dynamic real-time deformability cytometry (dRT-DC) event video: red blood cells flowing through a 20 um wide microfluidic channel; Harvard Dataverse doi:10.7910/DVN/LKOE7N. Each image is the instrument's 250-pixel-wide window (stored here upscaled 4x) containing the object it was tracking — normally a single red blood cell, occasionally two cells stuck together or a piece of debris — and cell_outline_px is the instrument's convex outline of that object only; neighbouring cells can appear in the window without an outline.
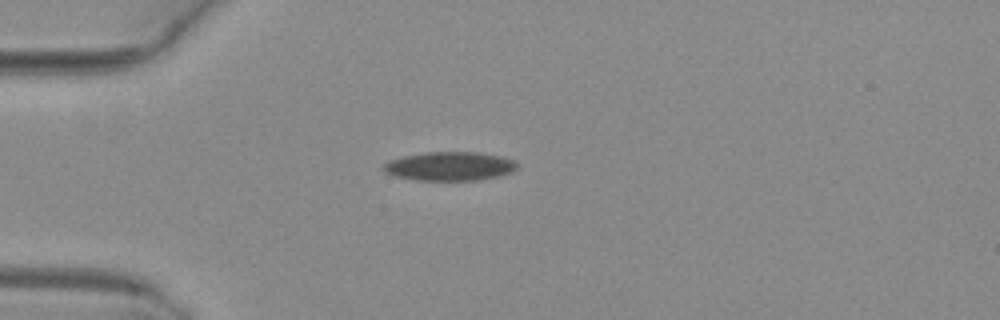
{"species": "common noctule bat (a hibernating species)", "species_latin": "Nyctalus noctula", "temperature_condition": "warm", "stored_images_in_passage": 3, "camera_frame_rate_fps": 3000, "um_per_image_px": 0.085, "animal": {"sex": "female", "body_mass_g": 29.2, "forearm_length_mm": 56.3}, "frame": {"image": 1, "passage_image": 1, "time_ms": 0.0, "image_size_px": [1000, 320], "cell_outline_px": [[516, 168], [512, 172], [500, 176], [480, 180], [416, 180], [392, 176], [384, 172], [384, 164], [388, 160], [404, 156], [428, 152], [476, 152], [500, 156], [512, 160], [516, 164]], "centroid_in_image_um": [38.2, 14.14], "position_along_channel_um": 46.8, "area_um2": 22.43}}
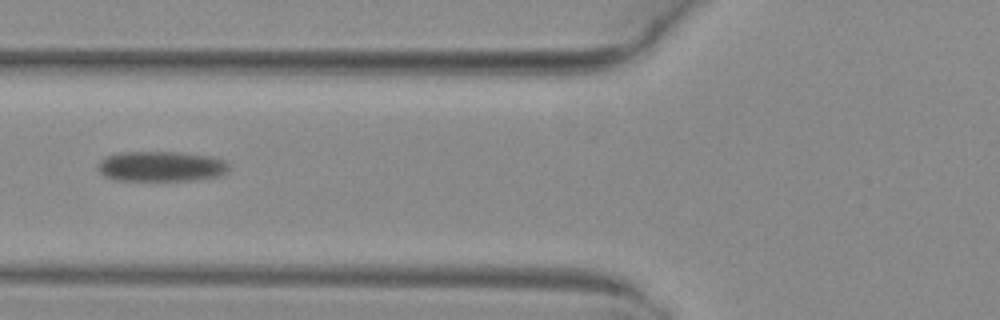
{"frame": {"image": 2, "passage_image": 3, "time_ms": 0.667, "image_size_px": [1000, 320], "cell_outline_px": [[228, 168], [224, 172], [216, 176], [196, 180], [112, 180], [104, 176], [96, 168], [100, 160], [108, 156], [124, 152], [176, 152], [212, 156], [224, 160], [228, 164]], "centroid_in_image_um": [13.65, 14.14], "position_along_channel_um": 112.1, "area_um2": 22.95}}